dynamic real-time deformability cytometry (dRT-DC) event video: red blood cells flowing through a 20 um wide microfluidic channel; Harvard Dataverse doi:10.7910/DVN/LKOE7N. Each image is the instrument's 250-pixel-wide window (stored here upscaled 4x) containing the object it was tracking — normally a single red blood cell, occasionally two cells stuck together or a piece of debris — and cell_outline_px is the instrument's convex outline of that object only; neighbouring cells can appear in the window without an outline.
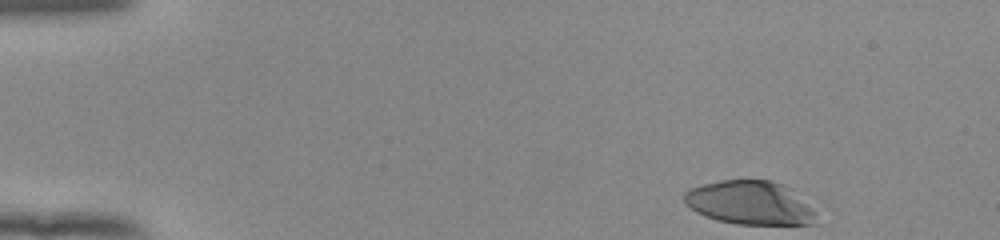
{"species": "human", "species_latin": "Homo sapiens", "temperature_condition": "room temperature", "stored_images_in_passage": 48, "camera_frame_rate_fps": 3000, "um_per_image_px": 0.085, "donor": {"sex": "female"}, "frame": {"image": 1, "passage_image": 1, "time_ms": 0.0, "image_size_px": [1000, 240], "cell_outline_px": [[816, 224], [736, 224], [716, 220], [704, 216], [696, 212], [684, 204], [684, 192], [688, 188], [720, 180], [772, 180], [784, 184], [792, 188], [816, 212]], "centroid_in_image_um": [63.73, 17.23], "position_along_channel_um": 21.3, "area_um2": 33.99}}
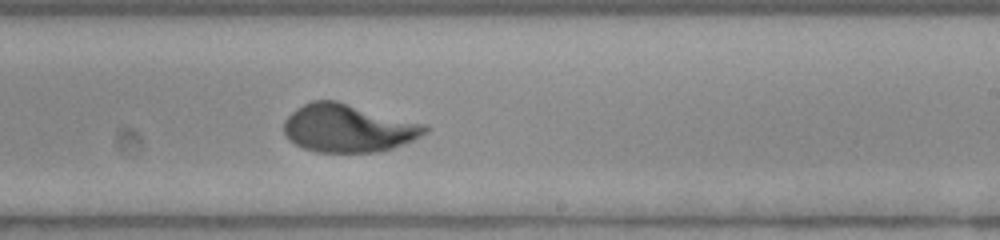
{"frame": {"image": 2, "passage_image": 28, "time_ms": 9.0, "image_size_px": [1000, 240], "cell_outline_px": [[428, 132], [412, 140], [392, 148], [380, 152], [316, 152], [304, 148], [288, 140], [284, 132], [284, 120], [296, 108], [312, 100], [336, 100], [428, 124]], "centroid_in_image_um": [29.6, 10.89], "position_along_channel_um": 259.4, "area_um2": 39.71}}
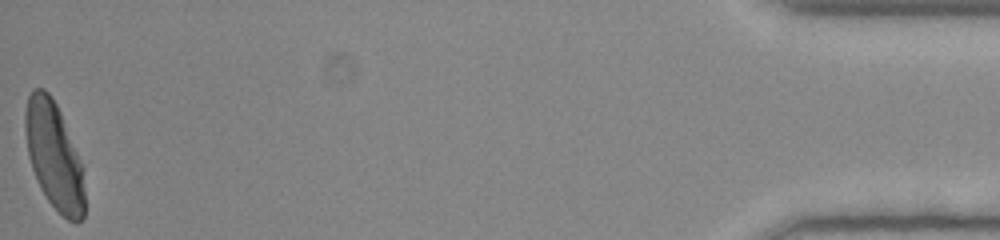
{"frame": {"image": 3, "passage_image": 48, "time_ms": 15.667, "image_size_px": [1000, 240], "cell_outline_px": [[84, 216], [76, 224], [68, 220], [48, 200], [40, 188], [32, 168], [28, 156], [24, 128], [24, 112], [28, 96], [32, 88], [44, 88], [52, 96], [60, 112], [80, 160], [84, 192]], "centroid_in_image_um": [4.56, 13.2], "position_along_channel_um": 430.6, "area_um2": 36.82}, "authors_computed_cell_mechanics": {"area_um2": 37.859, "velocity_mm_per_s": 3.8944, "shape_relaxation_time_tau1_ms": 5.1669, "shape_relaxation_time_tau2_ms": 0.7466, "deformation_change_tau1": 0.257, "deformation_change_tau2": 0.0481}}